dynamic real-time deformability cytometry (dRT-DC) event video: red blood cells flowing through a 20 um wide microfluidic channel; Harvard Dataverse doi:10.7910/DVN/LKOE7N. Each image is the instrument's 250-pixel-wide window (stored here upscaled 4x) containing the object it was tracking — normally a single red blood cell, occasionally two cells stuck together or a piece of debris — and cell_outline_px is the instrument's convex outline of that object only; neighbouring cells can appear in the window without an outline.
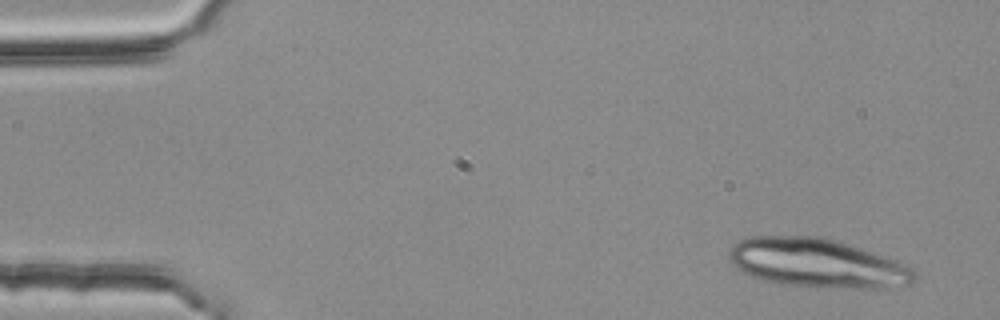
{"species": "common noctule bat (a hibernating species)", "species_latin": "Nyctalus noctula", "temperature_condition": "room temperature", "stored_images_in_passage": 5, "segment_of_instrument_passage": [1, 2], "camera_frame_rate_fps": 3000, "um_per_image_px": 0.085, "animal": {"sex": "female", "body_mass_g": 25.1}, "frame": {"image": 1, "passage_image": 1, "time_ms": 0.0, "image_size_px": [1000, 320], "cell_outline_px": [[916, 280], [912, 284], [884, 288], [860, 288], [772, 284], [752, 276], [736, 268], [728, 260], [728, 252], [740, 240], [752, 236], [824, 236], [840, 240], [904, 264], [916, 272]], "centroid_in_image_um": [69.44, 22.36], "position_along_channel_um": 15.6, "area_um2": 52.94}}